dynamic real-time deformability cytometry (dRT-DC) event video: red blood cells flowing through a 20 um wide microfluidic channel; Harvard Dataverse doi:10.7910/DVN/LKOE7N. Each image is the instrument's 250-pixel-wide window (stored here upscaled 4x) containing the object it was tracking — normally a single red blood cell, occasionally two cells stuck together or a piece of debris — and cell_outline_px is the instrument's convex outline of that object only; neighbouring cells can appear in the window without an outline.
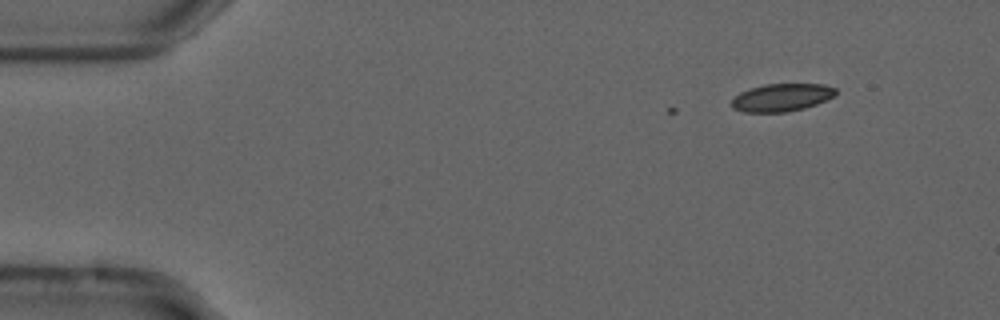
{"species": "common noctule bat (a hibernating species)", "species_latin": "Nyctalus noctula", "temperature_condition": "cold", "stored_images_in_passage": 5, "camera_frame_rate_fps": 3000, "um_per_image_px": 0.085, "animal": {"sex": "male", "forearm_length_mm": 52.5}, "frame": {"image": 1, "passage_image": 1, "time_ms": 0.0, "image_size_px": [1000, 320], "cell_outline_px": [[836, 92], [828, 100], [804, 108], [788, 112], [744, 112], [732, 108], [732, 100], [740, 92], [764, 84], [824, 84], [836, 88]], "centroid_in_image_um": [66.45, 8.29], "position_along_channel_um": 18.5, "area_um2": 16.76}}